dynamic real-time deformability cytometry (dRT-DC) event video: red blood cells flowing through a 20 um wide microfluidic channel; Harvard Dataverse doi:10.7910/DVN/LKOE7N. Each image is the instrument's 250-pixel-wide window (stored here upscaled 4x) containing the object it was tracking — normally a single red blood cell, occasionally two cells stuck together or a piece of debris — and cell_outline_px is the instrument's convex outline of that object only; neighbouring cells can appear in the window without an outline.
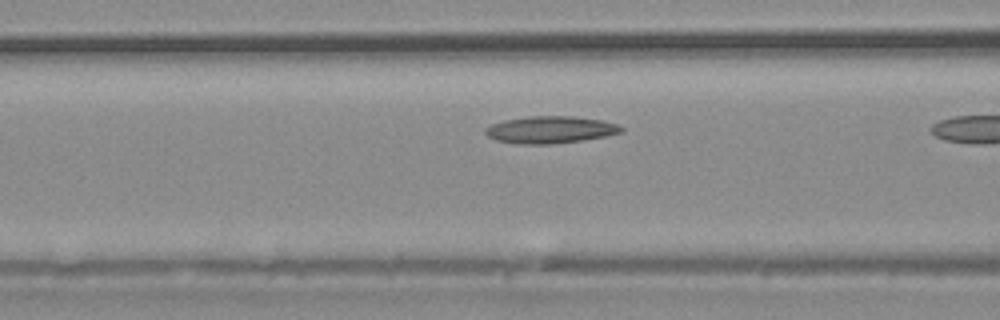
{"species": "common noctule bat (a hibernating species)", "species_latin": "Nyctalus noctula", "temperature_condition": "warm", "stored_images_in_passage": 5, "camera_frame_rate_fps": 3000, "um_per_image_px": 0.085, "animal": {"sex": "male", "body_mass_g": 20.4}, "frame": {"image": 1, "passage_image": 4, "time_ms": 1.0, "image_size_px": [1000, 320], "cell_outline_px": [[624, 132], [608, 136], [584, 140], [552, 144], [516, 144], [496, 140], [488, 136], [484, 132], [484, 128], [492, 124], [504, 120], [528, 116], [572, 116], [600, 120], [620, 124], [624, 128]], "centroid_in_image_um": [46.81, 11.03], "position_along_channel_um": 119.8, "area_um2": 21.73}}